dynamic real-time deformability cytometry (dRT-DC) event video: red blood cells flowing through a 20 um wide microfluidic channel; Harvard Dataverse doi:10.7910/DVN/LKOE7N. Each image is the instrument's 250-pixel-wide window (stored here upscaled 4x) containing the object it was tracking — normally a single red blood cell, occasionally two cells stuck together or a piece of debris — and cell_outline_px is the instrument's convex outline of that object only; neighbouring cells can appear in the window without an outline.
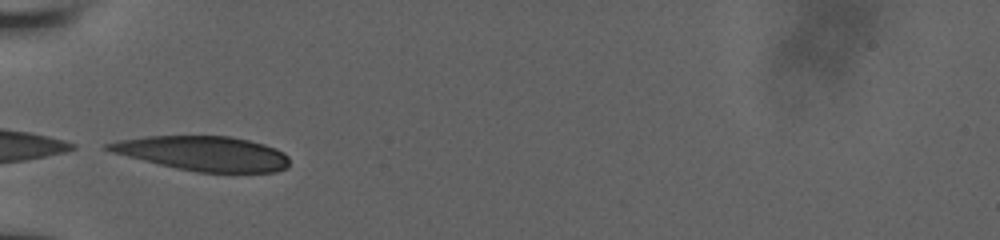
{"species": "human", "species_latin": "Homo sapiens", "temperature_condition": "room temperature", "stored_images_in_passage": 51, "camera_frame_rate_fps": 3000, "um_per_image_px": 0.085, "donor": {"sex": "male"}, "frame": {"image": 1, "passage_image": 1, "time_ms": 0.0, "image_size_px": [1000, 240], "cell_outline_px": [[288, 168], [276, 172], [196, 172], [176, 168], [112, 152], [104, 148], [104, 144], [120, 140], [148, 136], [228, 136], [248, 140], [264, 144], [276, 148], [284, 152], [288, 156]], "centroid_in_image_um": [17.31, 13.04], "position_along_channel_um": 67.7, "area_um2": 36.3}}
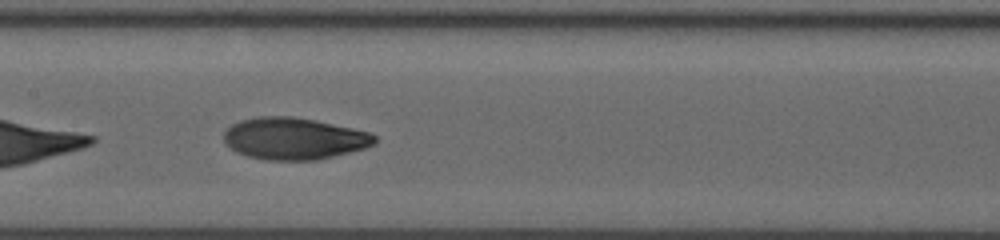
{"frame": {"image": 2, "passage_image": 16, "time_ms": 3.0, "image_size_px": [1000, 240], "cell_outline_px": [[376, 144], [364, 148], [316, 160], [268, 160], [248, 156], [236, 152], [224, 140], [224, 132], [232, 124], [240, 120], [260, 116], [292, 116], [316, 120], [352, 128], [368, 132], [376, 136]], "centroid_in_image_um": [24.99, 11.77], "position_along_channel_um": 182.4, "area_um2": 36.59}}
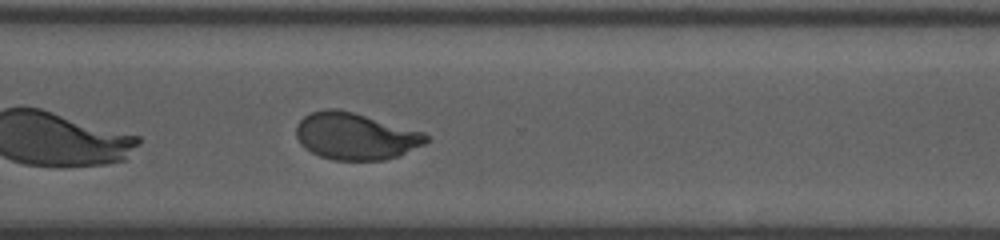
{"frame": {"image": 3, "passage_image": 37, "time_ms": 7.0, "image_size_px": [1000, 240], "cell_outline_px": [[428, 140], [424, 144], [400, 156], [384, 160], [332, 160], [320, 156], [304, 148], [300, 144], [296, 136], [296, 124], [304, 116], [312, 112], [328, 108], [336, 108], [352, 112], [424, 132], [428, 136]], "centroid_in_image_um": [30.19, 11.59], "position_along_channel_um": 340.4, "area_um2": 35.49}}